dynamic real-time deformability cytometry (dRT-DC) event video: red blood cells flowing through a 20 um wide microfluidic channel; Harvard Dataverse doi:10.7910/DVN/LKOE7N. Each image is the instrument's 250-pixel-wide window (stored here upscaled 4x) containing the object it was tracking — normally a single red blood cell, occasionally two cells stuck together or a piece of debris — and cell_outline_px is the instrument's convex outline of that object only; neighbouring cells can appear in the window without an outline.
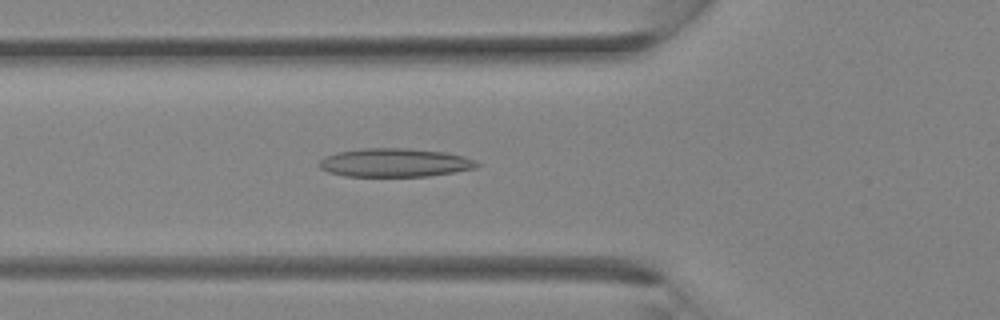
{"species": "Egyptian fruit bat (a non-hibernating species)", "species_latin": "Rousettus aegyptiacus", "temperature_condition": "room temperature", "stored_images_in_passage": 35, "camera_frame_rate_fps": 3000, "um_per_image_px": 0.085, "animal": {"sex": "female"}, "frame": {"image": 1, "passage_image": 13, "time_ms": 4.0, "image_size_px": [1000, 320], "cell_outline_px": [[480, 164], [476, 168], [428, 176], [344, 176], [328, 172], [320, 168], [316, 164], [324, 156], [340, 152], [360, 148], [408, 148], [444, 152], [464, 156], [476, 160]], "centroid_in_image_um": [33.53, 13.82], "position_along_channel_um": 92.3, "area_um2": 26.3}}
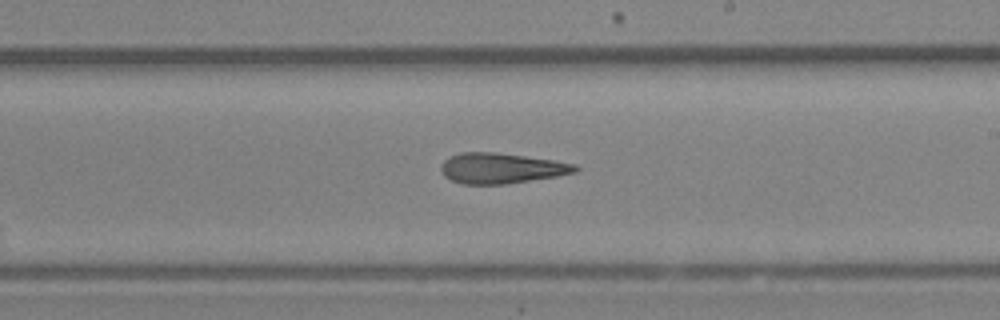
{"frame": {"image": 2, "passage_image": 21, "time_ms": 6.667, "image_size_px": [1000, 320], "cell_outline_px": [[580, 168], [576, 172], [556, 176], [504, 184], [464, 184], [452, 180], [444, 176], [440, 168], [440, 164], [448, 156], [460, 152], [492, 152], [524, 156], [552, 160], [576, 164]], "centroid_in_image_um": [42.57, 14.29], "position_along_channel_um": 246.4, "area_um2": 23.7}}
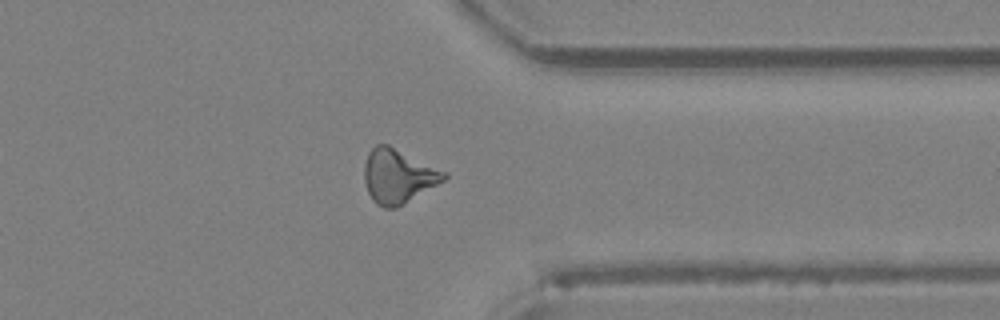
{"frame": {"image": 3, "passage_image": 28, "time_ms": 9.0, "image_size_px": [1000, 320], "cell_outline_px": [[448, 176], [444, 180], [396, 208], [384, 208], [376, 204], [372, 200], [368, 192], [364, 180], [364, 164], [368, 152], [376, 144], [388, 144], [448, 172]], "centroid_in_image_um": [33.82, 14.96], "position_along_channel_um": 377.6, "area_um2": 25.14}}